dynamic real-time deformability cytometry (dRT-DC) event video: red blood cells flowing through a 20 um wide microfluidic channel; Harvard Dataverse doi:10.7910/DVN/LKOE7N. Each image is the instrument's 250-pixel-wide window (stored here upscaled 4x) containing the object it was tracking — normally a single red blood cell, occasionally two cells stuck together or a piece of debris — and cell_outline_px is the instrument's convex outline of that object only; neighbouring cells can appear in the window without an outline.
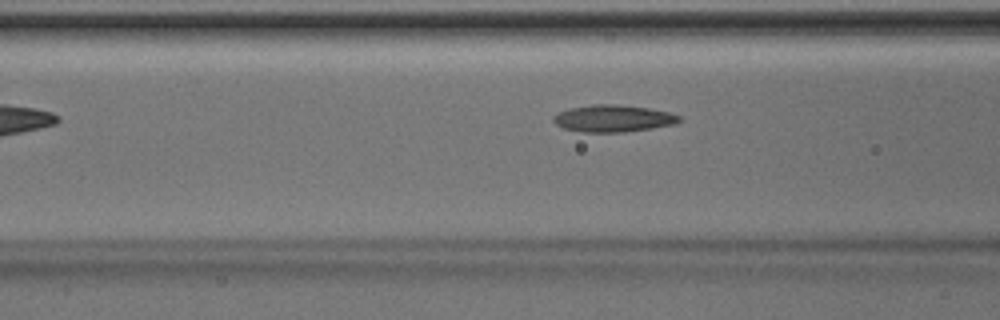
{"species": "Egyptian fruit bat (a non-hibernating species)", "species_latin": "Rousettus aegyptiacus", "temperature_condition": "room temperature", "stored_images_in_passage": 6, "camera_frame_rate_fps": 3000, "um_per_image_px": 0.085, "animal": {"sex": "male"}, "frame": {"image": 1, "passage_image": 4, "time_ms": 1.0, "image_size_px": [1000, 320], "cell_outline_px": [[680, 120], [676, 124], [652, 128], [624, 132], [584, 132], [564, 128], [556, 124], [552, 120], [552, 116], [556, 112], [568, 108], [592, 104], [616, 104], [648, 108], [668, 112], [680, 116]], "centroid_in_image_um": [52.07, 10.06], "position_along_channel_um": 114.5, "area_um2": 19.88}}
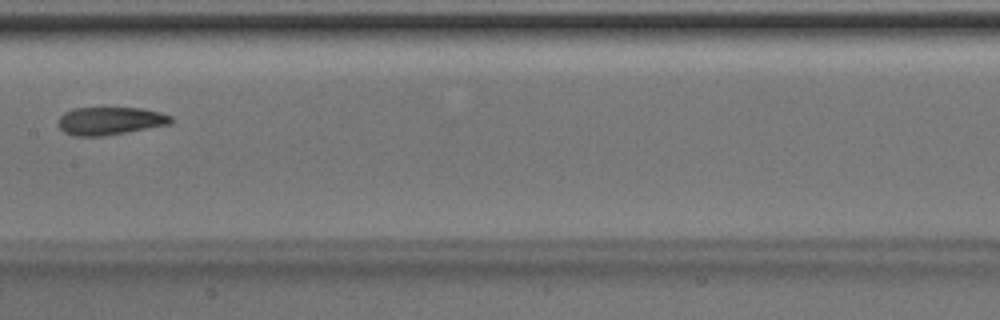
{"frame": {"image": 2, "passage_image": 6, "time_ms": 1.667, "image_size_px": [1000, 320], "cell_outline_px": [[172, 120], [168, 124], [128, 132], [104, 136], [72, 136], [64, 132], [56, 124], [60, 116], [64, 112], [72, 108], [144, 108], [160, 112], [172, 116]], "centroid_in_image_um": [9.31, 10.27], "position_along_channel_um": 198.1, "area_um2": 18.44}}